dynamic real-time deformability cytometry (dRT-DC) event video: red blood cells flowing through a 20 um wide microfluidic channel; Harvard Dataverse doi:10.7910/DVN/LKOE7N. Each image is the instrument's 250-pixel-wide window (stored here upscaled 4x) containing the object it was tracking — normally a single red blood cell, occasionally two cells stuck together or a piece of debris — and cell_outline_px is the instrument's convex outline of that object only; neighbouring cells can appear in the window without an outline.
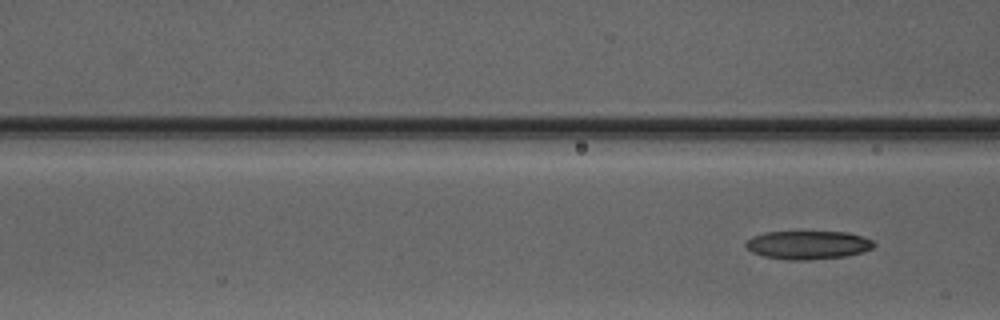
{"species": "Egyptian fruit bat (a non-hibernating species)", "species_latin": "Rousettus aegyptiacus", "temperature_condition": "warm", "stored_images_in_passage": 4, "camera_frame_rate_fps": 3000, "um_per_image_px": 0.085, "animal": {"sex": "male"}, "frame": {"image": 1, "passage_image": 4, "time_ms": 4.0, "image_size_px": [1000, 320], "cell_outline_px": [[876, 244], [872, 248], [864, 252], [848, 256], [812, 260], [788, 260], [764, 256], [752, 252], [744, 244], [752, 236], [764, 232], [848, 232], [864, 236], [872, 240]], "centroid_in_image_um": [68.72, 20.82], "position_along_channel_um": 97.9, "area_um2": 21.44}}